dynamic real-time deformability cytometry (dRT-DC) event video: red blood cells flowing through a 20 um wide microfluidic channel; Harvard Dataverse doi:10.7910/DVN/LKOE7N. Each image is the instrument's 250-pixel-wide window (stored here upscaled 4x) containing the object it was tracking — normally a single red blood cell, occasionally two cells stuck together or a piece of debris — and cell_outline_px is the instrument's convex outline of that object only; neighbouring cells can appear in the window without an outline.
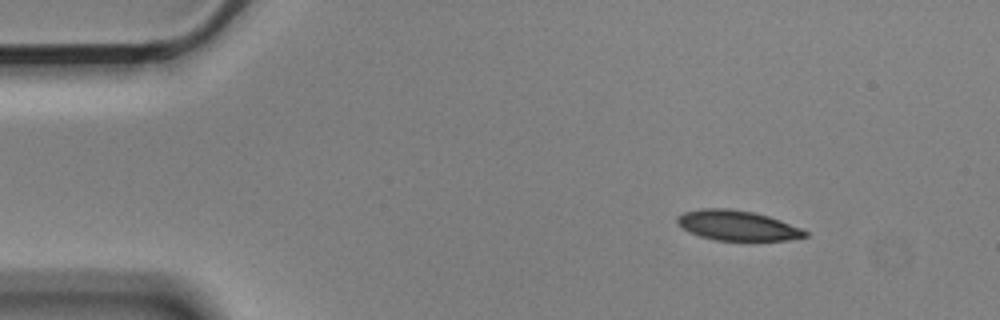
{"species": "Egyptian fruit bat (a non-hibernating species)", "species_latin": "Rousettus aegyptiacus", "temperature_condition": "cold", "stored_images_in_passage": 50, "camera_frame_rate_fps": 3000, "um_per_image_px": 0.085, "animal": {"sex": "male"}, "frame": {"image": 1, "passage_image": 1, "time_ms": 0.0, "image_size_px": [1000, 320], "cell_outline_px": [[808, 236], [788, 240], [716, 240], [700, 236], [688, 232], [676, 224], [676, 216], [684, 212], [700, 208], [728, 208], [752, 212], [768, 216], [780, 220], [800, 228], [808, 232]], "centroid_in_image_um": [62.61, 19.16], "position_along_channel_um": 22.4, "area_um2": 22.37}}
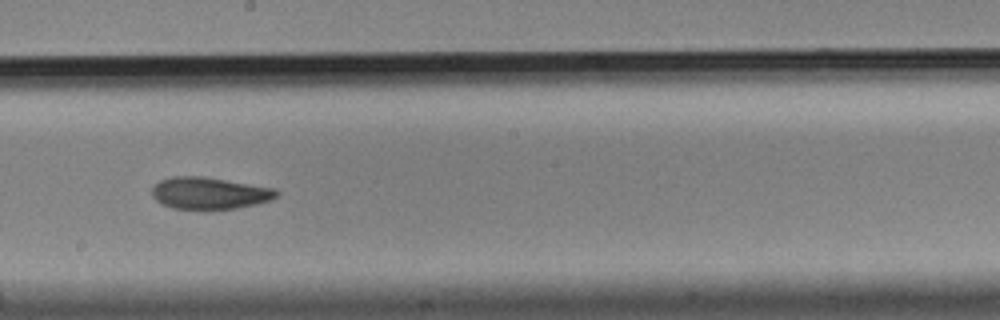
{"frame": {"image": 2, "passage_image": 25, "time_ms": 8.0, "image_size_px": [1000, 320], "cell_outline_px": [[280, 192], [272, 200], [256, 204], [236, 208], [172, 208], [156, 200], [152, 196], [152, 184], [160, 180], [172, 176], [204, 176], [276, 188]], "centroid_in_image_um": [17.81, 16.39], "position_along_channel_um": 230.4, "area_um2": 23.12}}
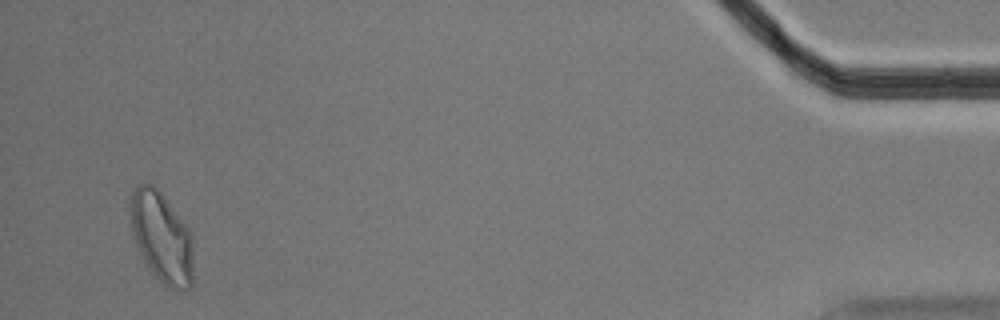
{"frame": {"image": 3, "passage_image": 48, "time_ms": 15.667, "image_size_px": [1000, 320], "cell_outline_px": [[192, 284], [188, 288], [168, 288], [148, 268], [136, 244], [132, 232], [128, 212], [128, 200], [132, 192], [140, 184], [152, 184], [160, 192], [192, 232]], "centroid_in_image_um": [13.71, 20.13], "position_along_channel_um": 421.5, "area_um2": 33.18}, "authors_computed_cell_mechanics": {"area_um2": 23.7269, "velocity_mm_per_s": 3.521, "shape_relaxation_time_tau1_ms": 6.7091, "shape_relaxation_time_tau2_ms": 3.8067, "deformation_change_tau1": 0.1504, "deformation_change_tau2": 0.0936}}